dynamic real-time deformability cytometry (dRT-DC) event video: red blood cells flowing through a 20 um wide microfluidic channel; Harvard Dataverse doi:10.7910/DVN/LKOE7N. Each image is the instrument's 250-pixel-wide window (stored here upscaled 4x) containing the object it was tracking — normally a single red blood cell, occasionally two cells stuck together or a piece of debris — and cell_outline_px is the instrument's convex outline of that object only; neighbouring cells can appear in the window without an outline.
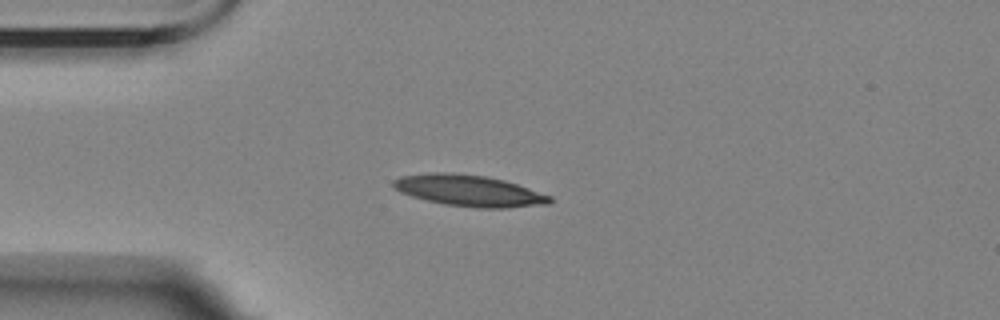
{"species": "Egyptian fruit bat (a non-hibernating species)", "species_latin": "Rousettus aegyptiacus", "temperature_condition": "room temperature", "stored_images_in_passage": 10, "camera_frame_rate_fps": 3000, "um_per_image_px": 0.085, "animal": {"sex": "female"}, "frame": {"image": 1, "passage_image": 3, "time_ms": 4.333, "image_size_px": [1000, 320], "cell_outline_px": [[552, 200], [548, 204], [504, 208], [476, 208], [444, 204], [412, 196], [400, 192], [392, 184], [392, 180], [400, 176], [432, 172], [444, 172], [484, 176], [504, 180], [552, 196]], "centroid_in_image_um": [39.86, 16.21], "position_along_channel_um": 45.1, "area_um2": 28.32}}
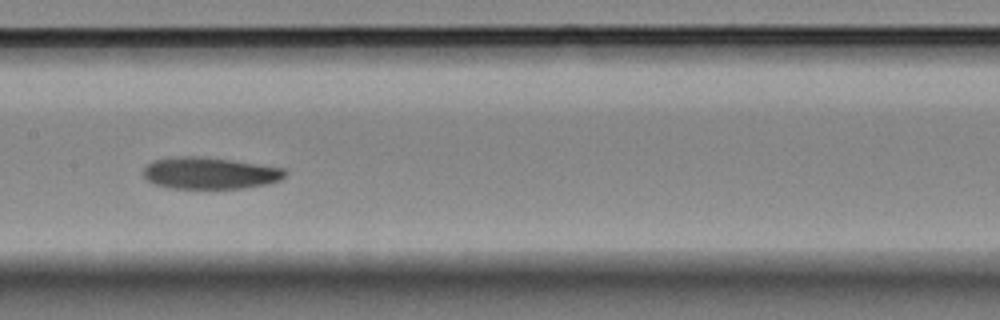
{"frame": {"image": 2, "passage_image": 7, "time_ms": 9.0, "image_size_px": [1000, 320], "cell_outline_px": [[288, 172], [280, 180], [268, 184], [244, 188], [168, 188], [152, 184], [144, 176], [144, 168], [152, 160], [180, 156], [192, 156], [228, 160], [284, 168]], "centroid_in_image_um": [17.81, 14.73], "position_along_channel_um": 189.6, "area_um2": 26.01}}
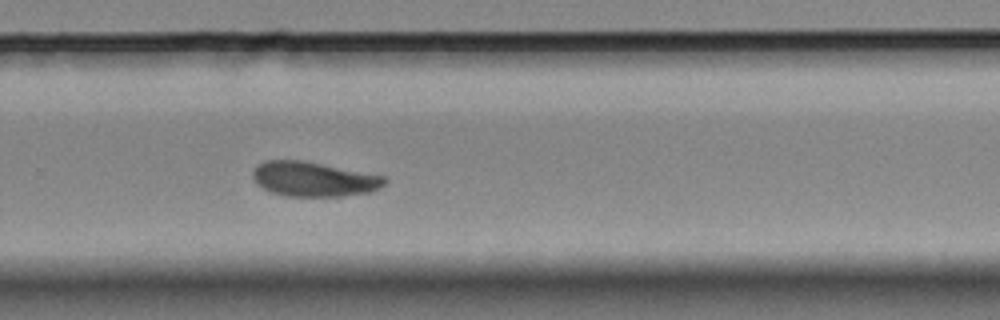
{"frame": {"image": 3, "passage_image": 10, "time_ms": 12.333, "image_size_px": [1000, 320], "cell_outline_px": [[388, 180], [380, 188], [372, 192], [340, 196], [288, 196], [272, 192], [256, 184], [252, 176], [252, 172], [256, 164], [264, 160], [300, 160], [384, 176]], "centroid_in_image_um": [26.63, 15.22], "position_along_channel_um": 303.2, "area_um2": 26.53}}